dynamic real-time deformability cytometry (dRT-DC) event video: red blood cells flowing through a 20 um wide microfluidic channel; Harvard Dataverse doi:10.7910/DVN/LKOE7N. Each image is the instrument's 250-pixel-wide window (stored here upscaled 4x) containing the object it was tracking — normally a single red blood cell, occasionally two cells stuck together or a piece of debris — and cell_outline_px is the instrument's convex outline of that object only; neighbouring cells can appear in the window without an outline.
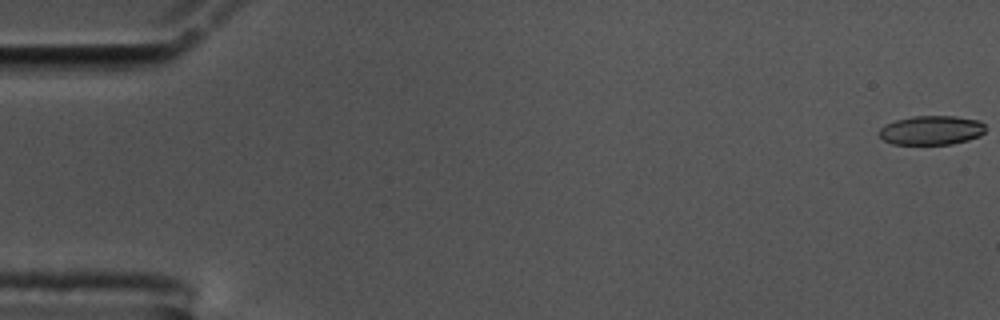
{"species": "common noctule bat (a hibernating species)", "species_latin": "Nyctalus noctula", "temperature_condition": "cold", "stored_images_in_passage": 57, "camera_frame_rate_fps": 3000, "um_per_image_px": 0.085, "animal": {"sex": "male", "body_mass_g": 17.5, "forearm_length_mm": 52.3}, "frame": {"image": 1, "passage_image": 1, "time_ms": 0.0, "image_size_px": [1000, 320], "cell_outline_px": [[984, 132], [980, 136], [968, 140], [952, 144], [892, 144], [884, 140], [880, 136], [880, 128], [884, 124], [896, 120], [912, 116], [956, 116], [980, 120], [984, 124]], "centroid_in_image_um": [79.18, 11.06], "position_along_channel_um": 5.8, "area_um2": 18.15}}
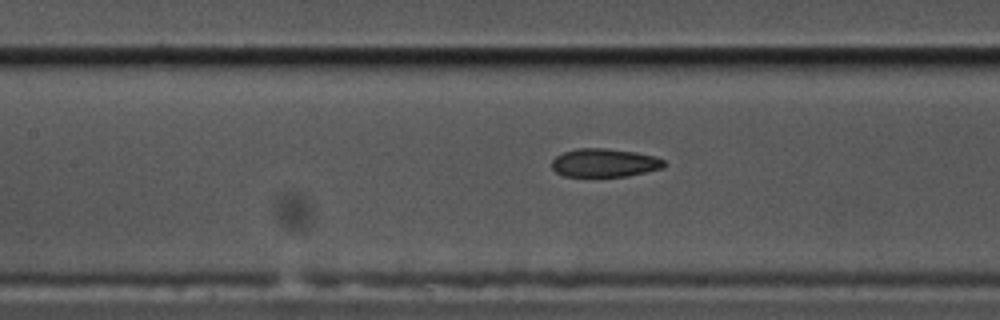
{"frame": {"image": 2, "passage_image": 26, "time_ms": 8.333, "image_size_px": [1000, 320], "cell_outline_px": [[664, 168], [628, 176], [564, 176], [556, 172], [552, 168], [552, 160], [556, 156], [564, 152], [576, 148], [608, 148], [636, 152], [656, 156], [664, 160]], "centroid_in_image_um": [51.39, 13.83], "position_along_channel_um": 156.0, "area_um2": 18.67}}
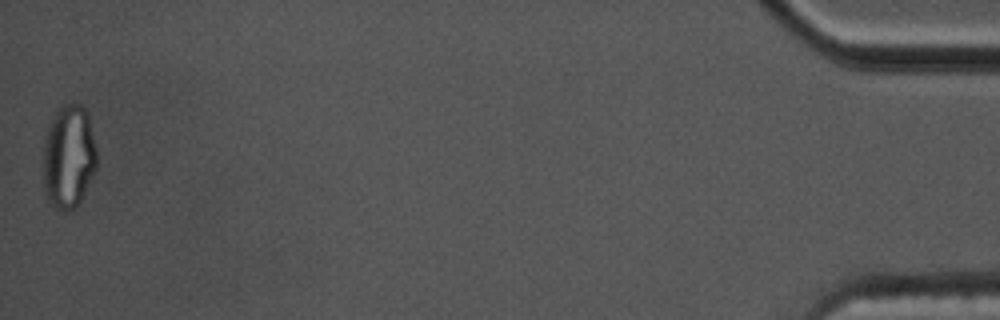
{"frame": {"image": 3, "passage_image": 57, "time_ms": 18.667, "image_size_px": [1000, 320], "cell_outline_px": [[96, 168], [76, 208], [64, 212], [56, 208], [48, 200], [44, 188], [44, 140], [48, 128], [56, 112], [64, 104], [80, 104], [88, 112], [96, 148]], "centroid_in_image_um": [5.84, 13.32], "position_along_channel_um": 429.4, "area_um2": 32.08}, "authors_computed_cell_mechanics": {"area_um2": 19.4786, "velocity_mm_per_s": 3.5702, "shape_relaxation_time_tau1_ms": 10.4775, "shape_relaxation_time_tau2_ms": 2.3143, "deformation_change_tau1": 0.2327, "deformation_change_tau2": 0.0898}}